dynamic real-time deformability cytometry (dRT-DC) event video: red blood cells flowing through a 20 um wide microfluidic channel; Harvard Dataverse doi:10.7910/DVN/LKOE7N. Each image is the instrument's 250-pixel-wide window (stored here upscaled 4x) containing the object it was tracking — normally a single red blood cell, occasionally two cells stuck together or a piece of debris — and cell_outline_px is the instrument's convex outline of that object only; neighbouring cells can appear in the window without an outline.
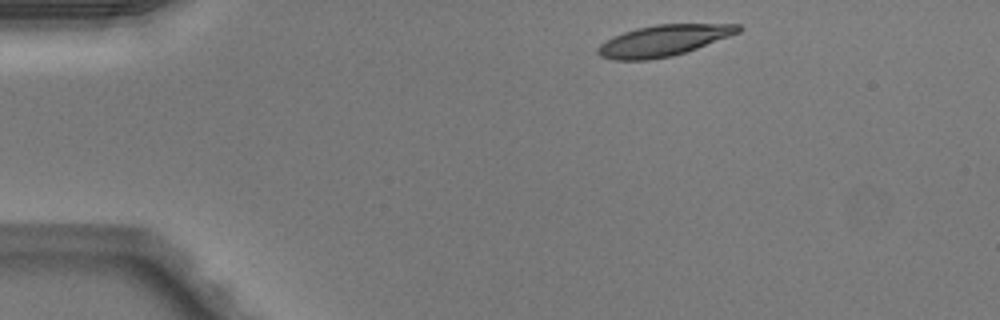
{"species": "Egyptian fruit bat (a non-hibernating species)", "species_latin": "Rousettus aegyptiacus", "temperature_condition": "warm", "stored_images_in_passage": 42, "camera_frame_rate_fps": 3000, "um_per_image_px": 0.085, "animal": {"sex": "male"}, "frame": {"image": 1, "passage_image": 1, "time_ms": 0.0, "image_size_px": [1000, 320], "cell_outline_px": [[744, 28], [740, 32], [696, 48], [672, 56], [648, 60], [612, 60], [600, 56], [596, 52], [596, 48], [600, 44], [612, 36], [636, 28], [656, 24], [740, 24]], "centroid_in_image_um": [56.36, 3.44], "position_along_channel_um": 28.6, "area_um2": 25.43}}
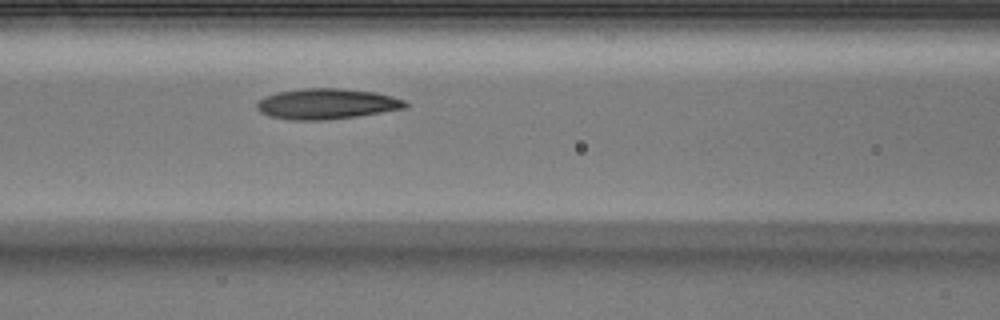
{"frame": {"image": 2, "passage_image": 14, "time_ms": 4.333, "image_size_px": [1000, 320], "cell_outline_px": [[408, 108], [356, 116], [324, 120], [288, 120], [268, 116], [260, 112], [256, 108], [256, 104], [264, 96], [276, 92], [304, 88], [344, 88], [376, 92], [408, 100]], "centroid_in_image_um": [27.78, 8.82], "position_along_channel_um": 138.8, "area_um2": 26.82}}
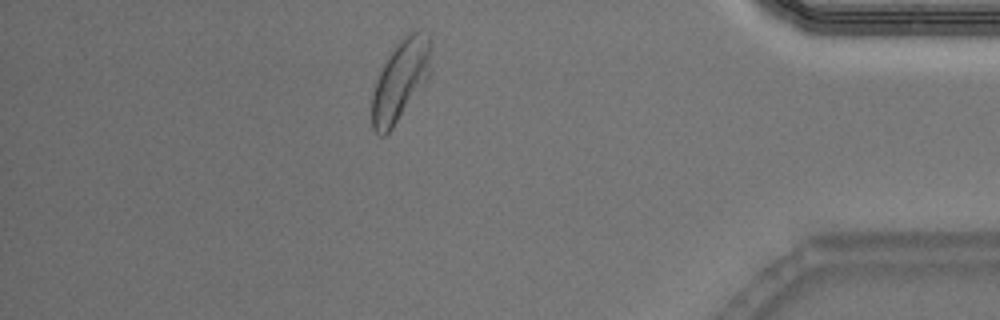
{"frame": {"image": 3, "passage_image": 36, "time_ms": 11.667, "image_size_px": [1000, 320], "cell_outline_px": [[432, 48], [428, 80], [392, 128], [384, 136], [380, 136], [372, 128], [372, 96], [376, 80], [388, 56], [396, 44], [408, 32], [420, 28], [428, 32], [432, 44]], "centroid_in_image_um": [34.07, 6.76], "position_along_channel_um": 401.1, "area_um2": 28.03}, "authors_computed_cell_mechanics": {"area_um2": 26.0389, "velocity_mm_per_s": 4.0668, "shape_relaxation_time_tau1_ms": 4.1558, "shape_relaxation_time_tau2_ms": 2.6461, "deformation_change_tau1": 0.1501, "deformation_change_tau2": 0.0906}}